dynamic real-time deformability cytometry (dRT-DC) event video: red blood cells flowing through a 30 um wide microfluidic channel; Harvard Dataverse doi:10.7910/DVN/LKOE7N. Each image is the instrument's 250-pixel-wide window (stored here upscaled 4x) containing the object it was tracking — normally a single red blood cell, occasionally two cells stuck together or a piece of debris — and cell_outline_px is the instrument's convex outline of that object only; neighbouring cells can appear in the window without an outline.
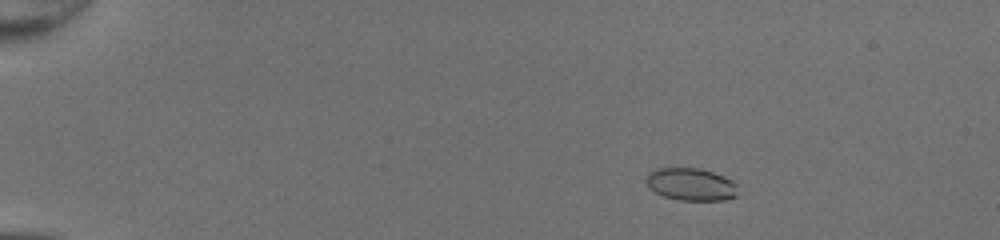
{"species": "common noctule bat (a hibernating species)", "species_latin": "Nyctalus noctula", "temperature_condition": "room temperature", "stored_images_in_passage": 52, "camera_frame_rate_fps": 3000, "um_per_image_px": 0.085, "animal": {"sex": "female", "body_mass_g": 20.0, "forearm_length_mm": 54.0}, "frame": {"image": 1, "passage_image": 10, "time_ms": 3.0, "image_size_px": [1000, 240], "cell_outline_px": [[736, 196], [724, 200], [680, 200], [664, 196], [648, 188], [644, 180], [648, 172], [656, 168], [700, 168], [724, 176], [732, 180], [736, 184]], "centroid_in_image_um": [58.69, 15.66], "position_along_channel_um": 26.3, "area_um2": 17.46}}
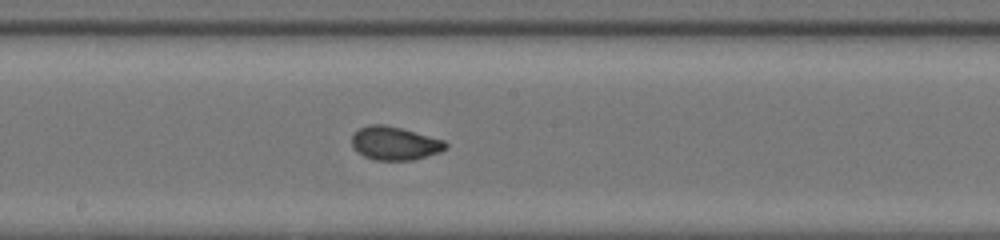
{"frame": {"image": 2, "passage_image": 31, "time_ms": 10.0, "image_size_px": [1000, 240], "cell_outline_px": [[448, 148], [440, 152], [412, 160], [372, 160], [356, 152], [352, 148], [352, 136], [360, 128], [368, 124], [384, 124], [400, 128], [444, 140], [448, 144]], "centroid_in_image_um": [33.53, 12.19], "position_along_channel_um": 214.7, "area_um2": 18.32}}
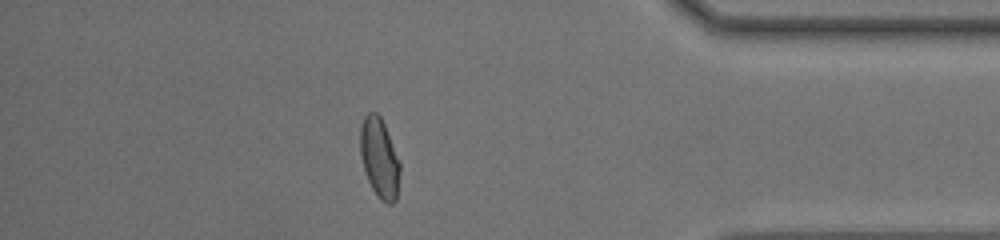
{"frame": {"image": 3, "passage_image": 46, "time_ms": 15.0, "image_size_px": [1000, 240], "cell_outline_px": [[400, 172], [396, 200], [392, 204], [388, 204], [380, 200], [372, 188], [368, 180], [360, 156], [360, 128], [364, 116], [368, 112], [376, 112], [380, 116], [384, 124], [400, 164]], "centroid_in_image_um": [32.24, 13.44], "position_along_channel_um": 403.0, "area_um2": 18.32}, "authors_computed_cell_mechanics": {"area_um2": 18.2937, "velocity_mm_per_s": 4.2902, "shape_relaxation_time_tau1_ms": 6.195, "shape_relaxation_time_tau2_ms": null, "deformation_change_tau1": 0.198, "deformation_change_tau2": null}}